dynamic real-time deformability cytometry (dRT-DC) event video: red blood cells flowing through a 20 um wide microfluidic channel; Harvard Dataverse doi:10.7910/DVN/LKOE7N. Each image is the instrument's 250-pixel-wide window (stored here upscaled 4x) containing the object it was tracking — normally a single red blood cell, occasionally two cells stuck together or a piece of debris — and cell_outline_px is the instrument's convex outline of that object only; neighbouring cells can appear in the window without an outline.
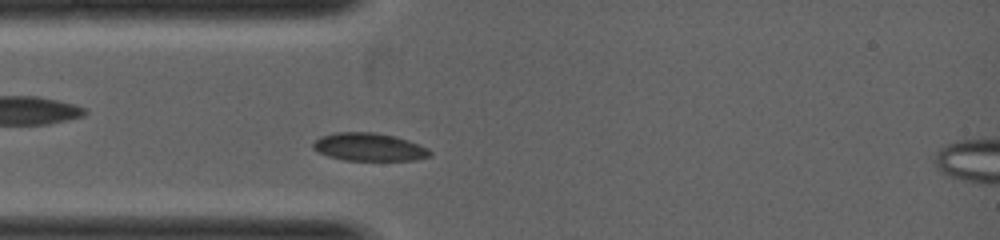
{"species": "common noctule bat (a hibernating species)", "species_latin": "Nyctalus noctula", "temperature_condition": "warm", "stored_images_in_passage": 1, "camera_frame_rate_fps": 5000, "um_per_image_px": 0.085, "animal": {"sex": "female", "body_mass_g": 19.0, "forearm_length_mm": 53.3}, "frame": {"image": 1, "passage_image": 1, "time_ms": 0.0, "image_size_px": [1000, 240], "cell_outline_px": [[432, 156], [416, 160], [344, 160], [328, 156], [312, 148], [312, 144], [320, 136], [336, 132], [376, 132], [396, 136], [408, 140], [428, 148], [432, 152]], "centroid_in_image_um": [31.4, 12.49], "position_along_channel_um": 53.6, "area_um2": 19.13}}